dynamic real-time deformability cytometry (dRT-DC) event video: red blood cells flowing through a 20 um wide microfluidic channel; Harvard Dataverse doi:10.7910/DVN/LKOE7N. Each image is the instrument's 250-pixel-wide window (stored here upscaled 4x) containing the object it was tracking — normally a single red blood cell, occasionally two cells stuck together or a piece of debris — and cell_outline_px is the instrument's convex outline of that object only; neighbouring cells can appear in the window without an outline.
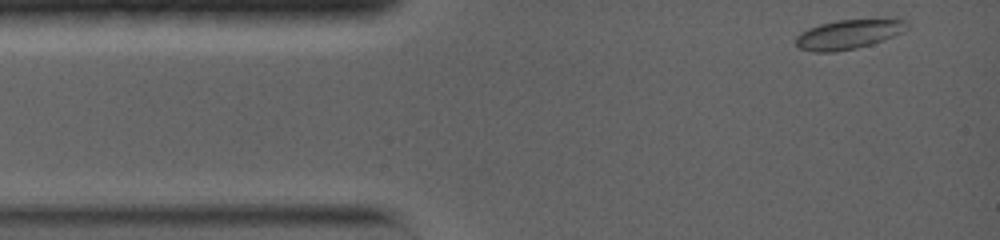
{"species": "common noctule bat (a hibernating species)", "species_latin": "Nyctalus noctula", "temperature_condition": "warm", "stored_images_in_passage": 8, "segment_of_instrument_passage": [1, 2], "camera_frame_rate_fps": 5000, "um_per_image_px": 0.085, "animal": {"sex": "female", "body_mass_g": 19.0, "forearm_length_mm": 56.7}, "frame": {"image": 1, "passage_image": 1, "time_ms": 0.0, "image_size_px": [1000, 240], "cell_outline_px": [[908, 28], [892, 36], [872, 44], [856, 48], [836, 52], [812, 52], [800, 48], [796, 44], [796, 36], [800, 32], [808, 28], [820, 24], [836, 20], [896, 16], [908, 20]], "centroid_in_image_um": [72.2, 2.86], "position_along_channel_um": 12.8, "area_um2": 19.83}}